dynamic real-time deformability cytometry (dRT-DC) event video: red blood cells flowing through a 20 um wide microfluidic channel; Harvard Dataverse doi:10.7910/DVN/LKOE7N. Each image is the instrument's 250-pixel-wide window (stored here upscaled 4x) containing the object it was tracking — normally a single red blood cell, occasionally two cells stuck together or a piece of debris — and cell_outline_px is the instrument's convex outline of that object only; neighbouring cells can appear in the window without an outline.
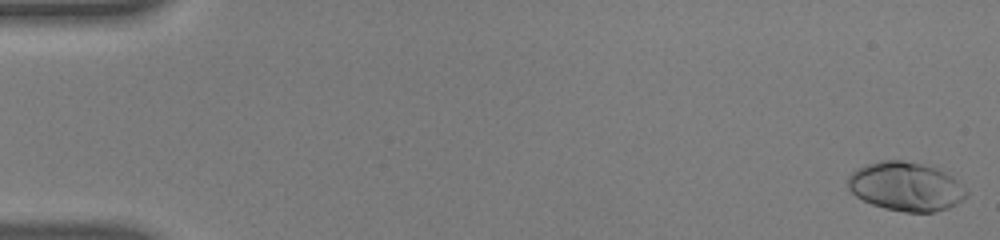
{"species": "human", "species_latin": "Homo sapiens", "temperature_condition": "warm", "stored_images_in_passage": 55, "camera_frame_rate_fps": 3000, "um_per_image_px": 0.085, "donor": {"sex": "male"}, "frame": {"image": 1, "passage_image": 1, "time_ms": 0.0, "image_size_px": [1000, 240], "cell_outline_px": [[968, 196], [956, 204], [948, 208], [932, 212], [904, 212], [884, 208], [872, 204], [856, 196], [848, 188], [848, 176], [856, 168], [864, 164], [880, 160], [904, 160], [936, 168], [952, 176], [968, 192]], "centroid_in_image_um": [76.98, 15.85], "position_along_channel_um": 8.0, "area_um2": 33.76}}
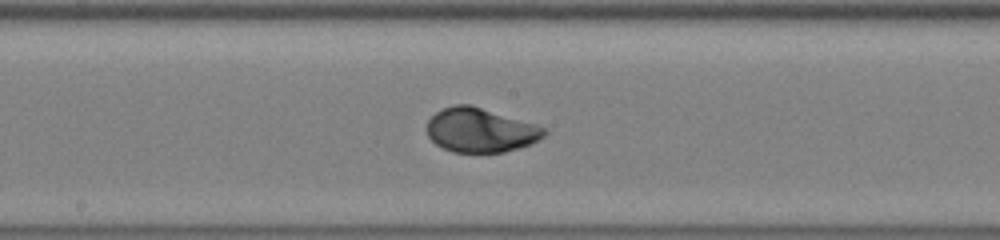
{"frame": {"image": 2, "passage_image": 30, "time_ms": 9.667, "image_size_px": [1000, 240], "cell_outline_px": [[548, 132], [544, 136], [532, 144], [520, 148], [504, 152], [452, 152], [436, 144], [428, 136], [424, 128], [428, 120], [436, 112], [452, 104], [472, 104], [536, 124], [548, 128]], "centroid_in_image_um": [40.85, 11.05], "position_along_channel_um": 207.4, "area_um2": 30.69}}
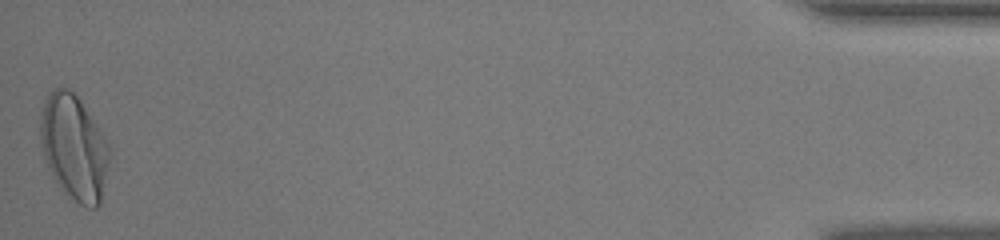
{"frame": {"image": 3, "passage_image": 55, "time_ms": 18.0, "image_size_px": [1000, 240], "cell_outline_px": [[112, 152], [100, 204], [96, 208], [84, 208], [64, 192], [60, 188], [52, 176], [44, 160], [40, 140], [40, 112], [44, 100], [48, 92], [52, 88], [68, 88], [80, 100], [112, 148]], "centroid_in_image_um": [6.29, 12.55], "position_along_channel_um": 428.9, "area_um2": 42.95}, "authors_computed_cell_mechanics": {"area_um2": 30.923, "velocity_mm_per_s": 3.7682, "shape_relaxation_time_tau1_ms": 3.1843, "shape_relaxation_time_tau2_ms": null, "deformation_change_tau1": 0.1995, "deformation_change_tau2": null}}